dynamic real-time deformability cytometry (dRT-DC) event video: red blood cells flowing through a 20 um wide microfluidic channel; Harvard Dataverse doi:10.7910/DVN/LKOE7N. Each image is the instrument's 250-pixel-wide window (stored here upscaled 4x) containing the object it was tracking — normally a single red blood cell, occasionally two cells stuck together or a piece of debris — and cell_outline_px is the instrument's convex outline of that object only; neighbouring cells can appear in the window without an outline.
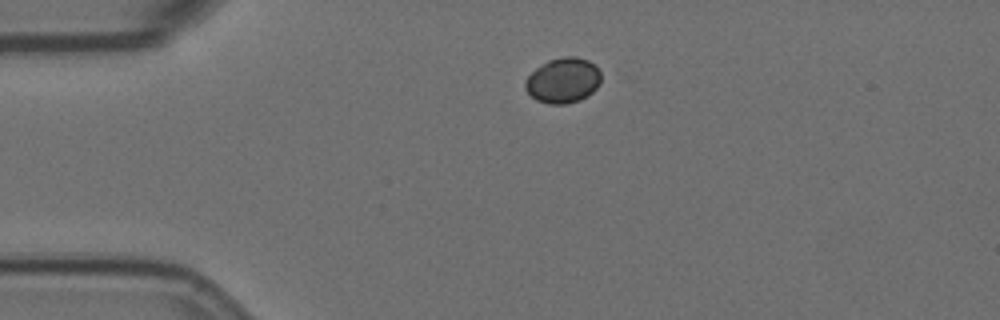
{"species": "Egyptian fruit bat (a non-hibernating species)", "species_latin": "Rousettus aegyptiacus", "temperature_condition": "room temperature", "stored_images_in_passage": 3, "camera_frame_rate_fps": 3000, "um_per_image_px": 0.085, "animal": {"sex": "female"}, "frame": {"image": 1, "passage_image": 1, "time_ms": 0.0, "image_size_px": [1000, 320], "cell_outline_px": [[600, 84], [592, 92], [580, 100], [564, 104], [548, 104], [536, 100], [524, 88], [524, 80], [536, 68], [548, 60], [564, 56], [576, 56], [588, 60], [600, 72]], "centroid_in_image_um": [47.84, 6.84], "position_along_channel_um": 37.2, "area_um2": 19.94}}